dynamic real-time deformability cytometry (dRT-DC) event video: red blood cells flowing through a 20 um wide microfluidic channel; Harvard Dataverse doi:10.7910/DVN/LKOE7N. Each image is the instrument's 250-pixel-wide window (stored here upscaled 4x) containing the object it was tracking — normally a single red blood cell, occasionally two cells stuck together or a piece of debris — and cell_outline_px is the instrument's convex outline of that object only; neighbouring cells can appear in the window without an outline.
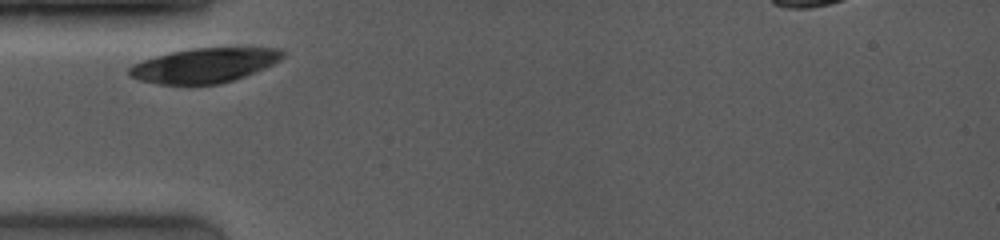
{"species": "common noctule bat (a hibernating species)", "species_latin": "Nyctalus noctula", "temperature_condition": "room temperature", "stored_images_in_passage": 22, "camera_frame_rate_fps": 4000, "um_per_image_px": 0.085, "animal": {"sex": "female", "body_mass_g": 19.0, "forearm_length_mm": 53.3}, "frame": {"image": 1, "passage_image": 1, "time_ms": 0.0, "image_size_px": [1000, 240], "cell_outline_px": [[284, 56], [280, 60], [264, 68], [244, 76], [220, 84], [160, 84], [140, 80], [128, 76], [128, 68], [132, 64], [156, 56], [172, 52], [192, 48], [280, 48], [284, 52]], "centroid_in_image_um": [17.35, 5.55], "position_along_channel_um": 67.6, "area_um2": 30.63}}
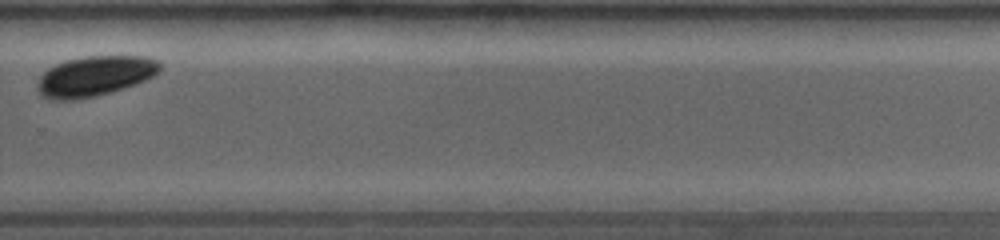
{"frame": {"image": 2, "passage_image": 17, "time_ms": 6.75, "image_size_px": [1000, 240], "cell_outline_px": [[160, 72], [136, 84], [124, 88], [96, 96], [76, 100], [48, 100], [36, 88], [40, 76], [48, 68], [56, 64], [68, 60], [88, 56], [148, 56], [160, 60]], "centroid_in_image_um": [8.07, 6.47], "position_along_channel_um": 321.7, "area_um2": 28.73}}
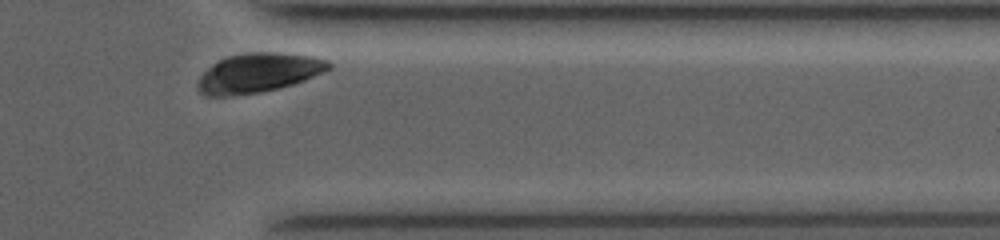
{"frame": {"image": 3, "passage_image": 21, "time_ms": 8.5, "image_size_px": [1000, 240], "cell_outline_px": [[332, 68], [304, 80], [292, 84], [260, 92], [228, 96], [204, 96], [200, 92], [196, 84], [200, 76], [212, 64], [228, 56], [248, 52], [280, 52], [312, 56], [328, 60], [332, 64]], "centroid_in_image_um": [21.96, 6.18], "position_along_channel_um": 389.4, "area_um2": 29.94}}